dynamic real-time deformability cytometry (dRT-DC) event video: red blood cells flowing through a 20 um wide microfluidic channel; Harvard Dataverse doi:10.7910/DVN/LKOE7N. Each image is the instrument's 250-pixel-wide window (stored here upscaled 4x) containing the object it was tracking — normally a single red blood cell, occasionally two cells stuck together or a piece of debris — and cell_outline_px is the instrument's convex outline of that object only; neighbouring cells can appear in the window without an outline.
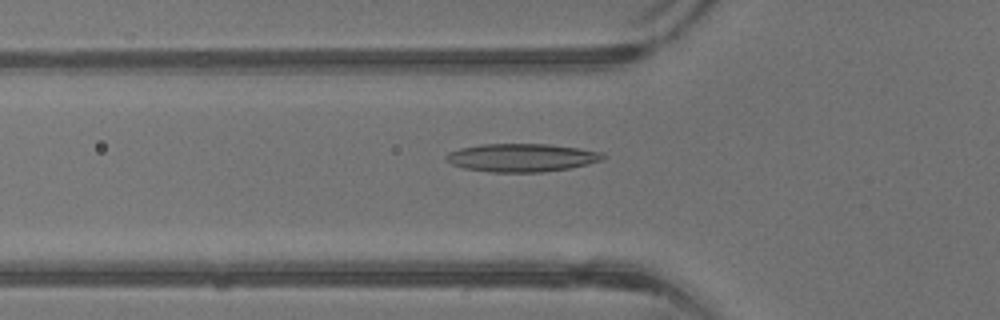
{"species": "common noctule bat (a hibernating species)", "species_latin": "Nyctalus noctula", "temperature_condition": "warm", "stored_images_in_passage": 41, "camera_frame_rate_fps": 3000, "um_per_image_px": 0.085, "animal": {"sex": "male", "body_mass_g": 13.3}, "frame": {"image": 1, "passage_image": 14, "time_ms": 4.333, "image_size_px": [1000, 320], "cell_outline_px": [[604, 160], [588, 164], [568, 168], [544, 172], [488, 172], [464, 168], [452, 164], [444, 160], [444, 156], [448, 152], [460, 148], [480, 144], [548, 144], [580, 148], [604, 152]], "centroid_in_image_um": [44.33, 13.4], "position_along_channel_um": 81.5, "area_um2": 25.95}}
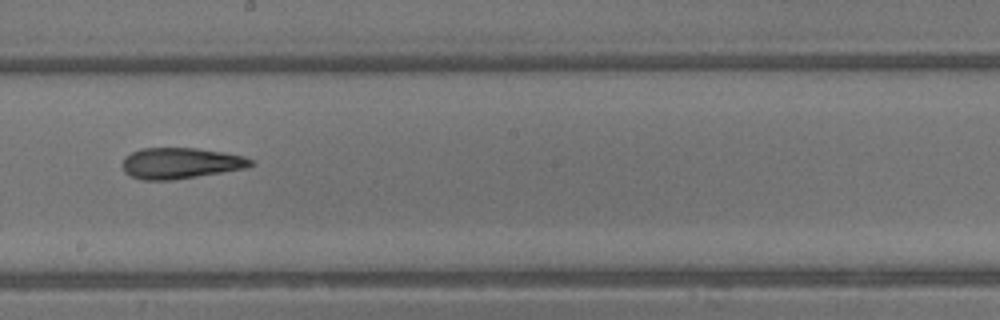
{"frame": {"image": 2, "passage_image": 23, "time_ms": 7.333, "image_size_px": [1000, 320], "cell_outline_px": [[256, 164], [248, 168], [172, 180], [140, 180], [124, 172], [120, 164], [124, 156], [132, 152], [144, 148], [196, 148], [224, 152], [244, 156], [256, 160]], "centroid_in_image_um": [15.37, 13.87], "position_along_channel_um": 232.8, "area_um2": 23.52}}
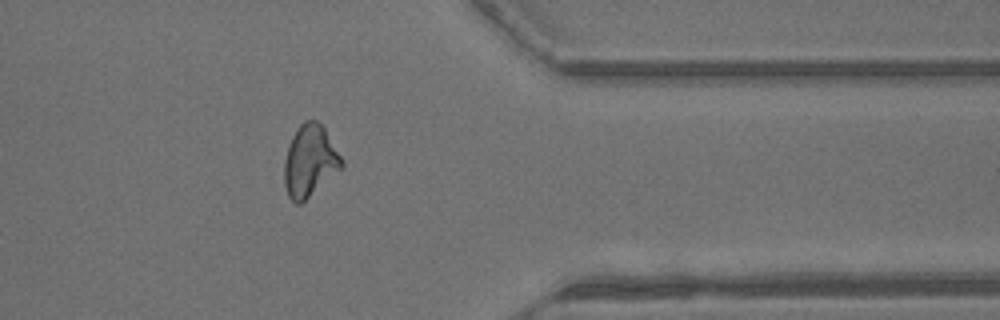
{"frame": {"image": 3, "passage_image": 33, "time_ms": 10.667, "image_size_px": [1000, 320], "cell_outline_px": [[344, 168], [300, 204], [296, 204], [288, 196], [284, 184], [284, 160], [288, 144], [296, 128], [304, 120], [316, 120], [324, 124], [344, 160]], "centroid_in_image_um": [26.37, 13.65], "position_along_channel_um": 385.0, "area_um2": 24.68}}